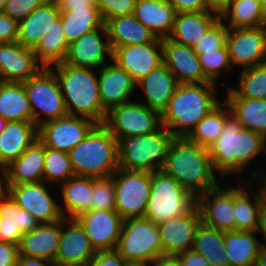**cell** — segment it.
I'll use <instances>...</instances> for the list:
<instances>
[{"label": "cell", "instance_id": "50", "mask_svg": "<svg viewBox=\"0 0 266 266\" xmlns=\"http://www.w3.org/2000/svg\"><path fill=\"white\" fill-rule=\"evenodd\" d=\"M127 261L116 250L97 251L88 266H128Z\"/></svg>", "mask_w": 266, "mask_h": 266}, {"label": "cell", "instance_id": "33", "mask_svg": "<svg viewBox=\"0 0 266 266\" xmlns=\"http://www.w3.org/2000/svg\"><path fill=\"white\" fill-rule=\"evenodd\" d=\"M105 26L111 47H122L153 42L157 37L134 15L109 19Z\"/></svg>", "mask_w": 266, "mask_h": 266}, {"label": "cell", "instance_id": "7", "mask_svg": "<svg viewBox=\"0 0 266 266\" xmlns=\"http://www.w3.org/2000/svg\"><path fill=\"white\" fill-rule=\"evenodd\" d=\"M115 250L128 264L151 265L164 255L158 225L146 218L124 220Z\"/></svg>", "mask_w": 266, "mask_h": 266}, {"label": "cell", "instance_id": "67", "mask_svg": "<svg viewBox=\"0 0 266 266\" xmlns=\"http://www.w3.org/2000/svg\"><path fill=\"white\" fill-rule=\"evenodd\" d=\"M55 266H71V265H59V264H55Z\"/></svg>", "mask_w": 266, "mask_h": 266}, {"label": "cell", "instance_id": "10", "mask_svg": "<svg viewBox=\"0 0 266 266\" xmlns=\"http://www.w3.org/2000/svg\"><path fill=\"white\" fill-rule=\"evenodd\" d=\"M115 211L123 220L144 218L151 193V172L118 169L113 175Z\"/></svg>", "mask_w": 266, "mask_h": 266}, {"label": "cell", "instance_id": "8", "mask_svg": "<svg viewBox=\"0 0 266 266\" xmlns=\"http://www.w3.org/2000/svg\"><path fill=\"white\" fill-rule=\"evenodd\" d=\"M194 198L172 176L163 170L151 172V193L144 218L158 224L186 213Z\"/></svg>", "mask_w": 266, "mask_h": 266}, {"label": "cell", "instance_id": "37", "mask_svg": "<svg viewBox=\"0 0 266 266\" xmlns=\"http://www.w3.org/2000/svg\"><path fill=\"white\" fill-rule=\"evenodd\" d=\"M250 184L251 182L243 184V181H240V183L237 182L234 187V216L236 221V231H256L258 226L259 186L254 192L251 190L252 188H250ZM245 186H248L250 189Z\"/></svg>", "mask_w": 266, "mask_h": 266}, {"label": "cell", "instance_id": "44", "mask_svg": "<svg viewBox=\"0 0 266 266\" xmlns=\"http://www.w3.org/2000/svg\"><path fill=\"white\" fill-rule=\"evenodd\" d=\"M75 176L69 153L58 151L45 146V161L43 181L51 184L60 185Z\"/></svg>", "mask_w": 266, "mask_h": 266}, {"label": "cell", "instance_id": "63", "mask_svg": "<svg viewBox=\"0 0 266 266\" xmlns=\"http://www.w3.org/2000/svg\"><path fill=\"white\" fill-rule=\"evenodd\" d=\"M8 121L0 117V134L3 132L7 125Z\"/></svg>", "mask_w": 266, "mask_h": 266}, {"label": "cell", "instance_id": "48", "mask_svg": "<svg viewBox=\"0 0 266 266\" xmlns=\"http://www.w3.org/2000/svg\"><path fill=\"white\" fill-rule=\"evenodd\" d=\"M104 24L111 18L132 15L136 0H96Z\"/></svg>", "mask_w": 266, "mask_h": 266}, {"label": "cell", "instance_id": "62", "mask_svg": "<svg viewBox=\"0 0 266 266\" xmlns=\"http://www.w3.org/2000/svg\"><path fill=\"white\" fill-rule=\"evenodd\" d=\"M5 174L4 168L0 166V195L5 192Z\"/></svg>", "mask_w": 266, "mask_h": 266}, {"label": "cell", "instance_id": "41", "mask_svg": "<svg viewBox=\"0 0 266 266\" xmlns=\"http://www.w3.org/2000/svg\"><path fill=\"white\" fill-rule=\"evenodd\" d=\"M60 20L68 44L104 25L98 8L61 12Z\"/></svg>", "mask_w": 266, "mask_h": 266}, {"label": "cell", "instance_id": "14", "mask_svg": "<svg viewBox=\"0 0 266 266\" xmlns=\"http://www.w3.org/2000/svg\"><path fill=\"white\" fill-rule=\"evenodd\" d=\"M227 48L232 67L242 69L266 63V28L229 29Z\"/></svg>", "mask_w": 266, "mask_h": 266}, {"label": "cell", "instance_id": "56", "mask_svg": "<svg viewBox=\"0 0 266 266\" xmlns=\"http://www.w3.org/2000/svg\"><path fill=\"white\" fill-rule=\"evenodd\" d=\"M177 257L180 259L182 266H210L207 260L193 249L180 253Z\"/></svg>", "mask_w": 266, "mask_h": 266}, {"label": "cell", "instance_id": "29", "mask_svg": "<svg viewBox=\"0 0 266 266\" xmlns=\"http://www.w3.org/2000/svg\"><path fill=\"white\" fill-rule=\"evenodd\" d=\"M133 15L162 39L172 33L176 11L169 0H136Z\"/></svg>", "mask_w": 266, "mask_h": 266}, {"label": "cell", "instance_id": "4", "mask_svg": "<svg viewBox=\"0 0 266 266\" xmlns=\"http://www.w3.org/2000/svg\"><path fill=\"white\" fill-rule=\"evenodd\" d=\"M56 74L68 115L104 124L107 112L99 96L98 70L59 62L50 67Z\"/></svg>", "mask_w": 266, "mask_h": 266}, {"label": "cell", "instance_id": "60", "mask_svg": "<svg viewBox=\"0 0 266 266\" xmlns=\"http://www.w3.org/2000/svg\"><path fill=\"white\" fill-rule=\"evenodd\" d=\"M256 266H266V243H263L260 247Z\"/></svg>", "mask_w": 266, "mask_h": 266}, {"label": "cell", "instance_id": "6", "mask_svg": "<svg viewBox=\"0 0 266 266\" xmlns=\"http://www.w3.org/2000/svg\"><path fill=\"white\" fill-rule=\"evenodd\" d=\"M173 138V134L162 126L151 134L119 139V168L144 172L162 169Z\"/></svg>", "mask_w": 266, "mask_h": 266}, {"label": "cell", "instance_id": "19", "mask_svg": "<svg viewBox=\"0 0 266 266\" xmlns=\"http://www.w3.org/2000/svg\"><path fill=\"white\" fill-rule=\"evenodd\" d=\"M76 220L84 228L96 251L116 249L124 220L115 210H90Z\"/></svg>", "mask_w": 266, "mask_h": 266}, {"label": "cell", "instance_id": "30", "mask_svg": "<svg viewBox=\"0 0 266 266\" xmlns=\"http://www.w3.org/2000/svg\"><path fill=\"white\" fill-rule=\"evenodd\" d=\"M38 127L33 122L10 121L0 134V166L7 167L36 140Z\"/></svg>", "mask_w": 266, "mask_h": 266}, {"label": "cell", "instance_id": "58", "mask_svg": "<svg viewBox=\"0 0 266 266\" xmlns=\"http://www.w3.org/2000/svg\"><path fill=\"white\" fill-rule=\"evenodd\" d=\"M150 266H182L180 259L177 256H160Z\"/></svg>", "mask_w": 266, "mask_h": 266}, {"label": "cell", "instance_id": "21", "mask_svg": "<svg viewBox=\"0 0 266 266\" xmlns=\"http://www.w3.org/2000/svg\"><path fill=\"white\" fill-rule=\"evenodd\" d=\"M96 252L81 224L76 219L63 218L55 264L88 266Z\"/></svg>", "mask_w": 266, "mask_h": 266}, {"label": "cell", "instance_id": "64", "mask_svg": "<svg viewBox=\"0 0 266 266\" xmlns=\"http://www.w3.org/2000/svg\"><path fill=\"white\" fill-rule=\"evenodd\" d=\"M260 1H261L262 10L264 13V18L266 20V0H260Z\"/></svg>", "mask_w": 266, "mask_h": 266}, {"label": "cell", "instance_id": "43", "mask_svg": "<svg viewBox=\"0 0 266 266\" xmlns=\"http://www.w3.org/2000/svg\"><path fill=\"white\" fill-rule=\"evenodd\" d=\"M238 87H228L225 98L266 99V63L241 69Z\"/></svg>", "mask_w": 266, "mask_h": 266}, {"label": "cell", "instance_id": "16", "mask_svg": "<svg viewBox=\"0 0 266 266\" xmlns=\"http://www.w3.org/2000/svg\"><path fill=\"white\" fill-rule=\"evenodd\" d=\"M113 50L105 24L98 29L82 35L69 44L64 63L75 67L99 70L109 56L112 61Z\"/></svg>", "mask_w": 266, "mask_h": 266}, {"label": "cell", "instance_id": "47", "mask_svg": "<svg viewBox=\"0 0 266 266\" xmlns=\"http://www.w3.org/2000/svg\"><path fill=\"white\" fill-rule=\"evenodd\" d=\"M229 28L219 19L195 44L193 49L198 54L213 51L225 47L227 44Z\"/></svg>", "mask_w": 266, "mask_h": 266}, {"label": "cell", "instance_id": "22", "mask_svg": "<svg viewBox=\"0 0 266 266\" xmlns=\"http://www.w3.org/2000/svg\"><path fill=\"white\" fill-rule=\"evenodd\" d=\"M43 67L33 49L17 41L0 43V81L23 83Z\"/></svg>", "mask_w": 266, "mask_h": 266}, {"label": "cell", "instance_id": "31", "mask_svg": "<svg viewBox=\"0 0 266 266\" xmlns=\"http://www.w3.org/2000/svg\"><path fill=\"white\" fill-rule=\"evenodd\" d=\"M219 19L220 15L213 11L176 13L174 28L169 38L194 47Z\"/></svg>", "mask_w": 266, "mask_h": 266}, {"label": "cell", "instance_id": "15", "mask_svg": "<svg viewBox=\"0 0 266 266\" xmlns=\"http://www.w3.org/2000/svg\"><path fill=\"white\" fill-rule=\"evenodd\" d=\"M201 222V214L195 203L186 213L158 223L164 255L177 256L191 250Z\"/></svg>", "mask_w": 266, "mask_h": 266}, {"label": "cell", "instance_id": "27", "mask_svg": "<svg viewBox=\"0 0 266 266\" xmlns=\"http://www.w3.org/2000/svg\"><path fill=\"white\" fill-rule=\"evenodd\" d=\"M62 230V220L40 224L31 232L24 233L19 244V255L47 259L55 263Z\"/></svg>", "mask_w": 266, "mask_h": 266}, {"label": "cell", "instance_id": "18", "mask_svg": "<svg viewBox=\"0 0 266 266\" xmlns=\"http://www.w3.org/2000/svg\"><path fill=\"white\" fill-rule=\"evenodd\" d=\"M233 186V187H232ZM219 184L196 199L202 222L221 231H236L234 186ZM226 188V189H225Z\"/></svg>", "mask_w": 266, "mask_h": 266}, {"label": "cell", "instance_id": "11", "mask_svg": "<svg viewBox=\"0 0 266 266\" xmlns=\"http://www.w3.org/2000/svg\"><path fill=\"white\" fill-rule=\"evenodd\" d=\"M104 125L117 139L151 134L162 127L161 114L141 102L130 101L112 108Z\"/></svg>", "mask_w": 266, "mask_h": 266}, {"label": "cell", "instance_id": "17", "mask_svg": "<svg viewBox=\"0 0 266 266\" xmlns=\"http://www.w3.org/2000/svg\"><path fill=\"white\" fill-rule=\"evenodd\" d=\"M112 50V61L125 69L136 83L163 63L162 39L158 37L150 43L112 47Z\"/></svg>", "mask_w": 266, "mask_h": 266}, {"label": "cell", "instance_id": "39", "mask_svg": "<svg viewBox=\"0 0 266 266\" xmlns=\"http://www.w3.org/2000/svg\"><path fill=\"white\" fill-rule=\"evenodd\" d=\"M220 19L229 29L266 25L260 0H231Z\"/></svg>", "mask_w": 266, "mask_h": 266}, {"label": "cell", "instance_id": "12", "mask_svg": "<svg viewBox=\"0 0 266 266\" xmlns=\"http://www.w3.org/2000/svg\"><path fill=\"white\" fill-rule=\"evenodd\" d=\"M44 181L5 186V191L16 204L28 211L39 224L55 223L63 219L60 204Z\"/></svg>", "mask_w": 266, "mask_h": 266}, {"label": "cell", "instance_id": "59", "mask_svg": "<svg viewBox=\"0 0 266 266\" xmlns=\"http://www.w3.org/2000/svg\"><path fill=\"white\" fill-rule=\"evenodd\" d=\"M230 1L231 0H205V3L210 11L220 15L228 7Z\"/></svg>", "mask_w": 266, "mask_h": 266}, {"label": "cell", "instance_id": "52", "mask_svg": "<svg viewBox=\"0 0 266 266\" xmlns=\"http://www.w3.org/2000/svg\"><path fill=\"white\" fill-rule=\"evenodd\" d=\"M176 13L210 11L205 0H169Z\"/></svg>", "mask_w": 266, "mask_h": 266}, {"label": "cell", "instance_id": "5", "mask_svg": "<svg viewBox=\"0 0 266 266\" xmlns=\"http://www.w3.org/2000/svg\"><path fill=\"white\" fill-rule=\"evenodd\" d=\"M69 157L77 176L110 177L119 169L118 140L104 124H96Z\"/></svg>", "mask_w": 266, "mask_h": 266}, {"label": "cell", "instance_id": "20", "mask_svg": "<svg viewBox=\"0 0 266 266\" xmlns=\"http://www.w3.org/2000/svg\"><path fill=\"white\" fill-rule=\"evenodd\" d=\"M163 63L180 84H200L211 82L203 73L198 53L169 37L162 38Z\"/></svg>", "mask_w": 266, "mask_h": 266}, {"label": "cell", "instance_id": "24", "mask_svg": "<svg viewBox=\"0 0 266 266\" xmlns=\"http://www.w3.org/2000/svg\"><path fill=\"white\" fill-rule=\"evenodd\" d=\"M39 222L26 210L19 207L5 191L0 195V242L20 244L24 233L31 232Z\"/></svg>", "mask_w": 266, "mask_h": 266}, {"label": "cell", "instance_id": "13", "mask_svg": "<svg viewBox=\"0 0 266 266\" xmlns=\"http://www.w3.org/2000/svg\"><path fill=\"white\" fill-rule=\"evenodd\" d=\"M96 123L84 117L66 115L38 127L37 138L52 149L69 153L84 140Z\"/></svg>", "mask_w": 266, "mask_h": 266}, {"label": "cell", "instance_id": "32", "mask_svg": "<svg viewBox=\"0 0 266 266\" xmlns=\"http://www.w3.org/2000/svg\"><path fill=\"white\" fill-rule=\"evenodd\" d=\"M61 186L60 210L63 218L76 219L84 212L91 210L93 193V178L85 176H73Z\"/></svg>", "mask_w": 266, "mask_h": 266}, {"label": "cell", "instance_id": "51", "mask_svg": "<svg viewBox=\"0 0 266 266\" xmlns=\"http://www.w3.org/2000/svg\"><path fill=\"white\" fill-rule=\"evenodd\" d=\"M18 40V22L11 17L0 14V43Z\"/></svg>", "mask_w": 266, "mask_h": 266}, {"label": "cell", "instance_id": "1", "mask_svg": "<svg viewBox=\"0 0 266 266\" xmlns=\"http://www.w3.org/2000/svg\"><path fill=\"white\" fill-rule=\"evenodd\" d=\"M194 198L219 185L209 150L187 137H174L162 169Z\"/></svg>", "mask_w": 266, "mask_h": 266}, {"label": "cell", "instance_id": "55", "mask_svg": "<svg viewBox=\"0 0 266 266\" xmlns=\"http://www.w3.org/2000/svg\"><path fill=\"white\" fill-rule=\"evenodd\" d=\"M259 216H258V226L256 229L257 233H261L263 237V243H266V194L259 187Z\"/></svg>", "mask_w": 266, "mask_h": 266}, {"label": "cell", "instance_id": "23", "mask_svg": "<svg viewBox=\"0 0 266 266\" xmlns=\"http://www.w3.org/2000/svg\"><path fill=\"white\" fill-rule=\"evenodd\" d=\"M99 96L103 109L108 113L112 108L128 103L137 83L132 76L115 62L109 61L98 70Z\"/></svg>", "mask_w": 266, "mask_h": 266}, {"label": "cell", "instance_id": "54", "mask_svg": "<svg viewBox=\"0 0 266 266\" xmlns=\"http://www.w3.org/2000/svg\"><path fill=\"white\" fill-rule=\"evenodd\" d=\"M60 12L98 8L96 0H55Z\"/></svg>", "mask_w": 266, "mask_h": 266}, {"label": "cell", "instance_id": "42", "mask_svg": "<svg viewBox=\"0 0 266 266\" xmlns=\"http://www.w3.org/2000/svg\"><path fill=\"white\" fill-rule=\"evenodd\" d=\"M69 44L64 36L61 20L46 32L39 43L33 49L37 60L44 67L63 62L68 52Z\"/></svg>", "mask_w": 266, "mask_h": 266}, {"label": "cell", "instance_id": "28", "mask_svg": "<svg viewBox=\"0 0 266 266\" xmlns=\"http://www.w3.org/2000/svg\"><path fill=\"white\" fill-rule=\"evenodd\" d=\"M61 12L55 0H47L18 22L17 42L34 49L42 37L60 20Z\"/></svg>", "mask_w": 266, "mask_h": 266}, {"label": "cell", "instance_id": "34", "mask_svg": "<svg viewBox=\"0 0 266 266\" xmlns=\"http://www.w3.org/2000/svg\"><path fill=\"white\" fill-rule=\"evenodd\" d=\"M256 233V231H225L224 245L229 266H256L259 250L263 244Z\"/></svg>", "mask_w": 266, "mask_h": 266}, {"label": "cell", "instance_id": "61", "mask_svg": "<svg viewBox=\"0 0 266 266\" xmlns=\"http://www.w3.org/2000/svg\"><path fill=\"white\" fill-rule=\"evenodd\" d=\"M266 154V137L264 138V149H263V154ZM258 168V169H257ZM256 168V171H254V170H252L251 171V175L253 176L252 177V179H255L254 181L255 182H257V179L261 176V175H263L264 173H265V168L263 167V168H261V167H257Z\"/></svg>", "mask_w": 266, "mask_h": 266}, {"label": "cell", "instance_id": "26", "mask_svg": "<svg viewBox=\"0 0 266 266\" xmlns=\"http://www.w3.org/2000/svg\"><path fill=\"white\" fill-rule=\"evenodd\" d=\"M179 84L175 75L162 63L141 79L137 87L142 88L146 98L142 104L162 115Z\"/></svg>", "mask_w": 266, "mask_h": 266}, {"label": "cell", "instance_id": "9", "mask_svg": "<svg viewBox=\"0 0 266 266\" xmlns=\"http://www.w3.org/2000/svg\"><path fill=\"white\" fill-rule=\"evenodd\" d=\"M23 84L32 111L33 123L37 127L68 114L58 78L50 67H43Z\"/></svg>", "mask_w": 266, "mask_h": 266}, {"label": "cell", "instance_id": "2", "mask_svg": "<svg viewBox=\"0 0 266 266\" xmlns=\"http://www.w3.org/2000/svg\"><path fill=\"white\" fill-rule=\"evenodd\" d=\"M264 136L241 127L231 114L225 121L218 140L209 147V155L215 173L220 177L239 176L254 159L263 153Z\"/></svg>", "mask_w": 266, "mask_h": 266}, {"label": "cell", "instance_id": "40", "mask_svg": "<svg viewBox=\"0 0 266 266\" xmlns=\"http://www.w3.org/2000/svg\"><path fill=\"white\" fill-rule=\"evenodd\" d=\"M222 101L195 126L187 136L189 140L207 149L218 140L226 119L231 115L228 104L224 99Z\"/></svg>", "mask_w": 266, "mask_h": 266}, {"label": "cell", "instance_id": "66", "mask_svg": "<svg viewBox=\"0 0 266 266\" xmlns=\"http://www.w3.org/2000/svg\"><path fill=\"white\" fill-rule=\"evenodd\" d=\"M128 266H150L146 264H129Z\"/></svg>", "mask_w": 266, "mask_h": 266}, {"label": "cell", "instance_id": "49", "mask_svg": "<svg viewBox=\"0 0 266 266\" xmlns=\"http://www.w3.org/2000/svg\"><path fill=\"white\" fill-rule=\"evenodd\" d=\"M45 1L47 0H6L3 14L20 22Z\"/></svg>", "mask_w": 266, "mask_h": 266}, {"label": "cell", "instance_id": "25", "mask_svg": "<svg viewBox=\"0 0 266 266\" xmlns=\"http://www.w3.org/2000/svg\"><path fill=\"white\" fill-rule=\"evenodd\" d=\"M45 146L36 139L26 151L4 168L5 186L43 181Z\"/></svg>", "mask_w": 266, "mask_h": 266}, {"label": "cell", "instance_id": "38", "mask_svg": "<svg viewBox=\"0 0 266 266\" xmlns=\"http://www.w3.org/2000/svg\"><path fill=\"white\" fill-rule=\"evenodd\" d=\"M224 239L225 231L201 222L197 228L192 249L202 255L210 266H229Z\"/></svg>", "mask_w": 266, "mask_h": 266}, {"label": "cell", "instance_id": "3", "mask_svg": "<svg viewBox=\"0 0 266 266\" xmlns=\"http://www.w3.org/2000/svg\"><path fill=\"white\" fill-rule=\"evenodd\" d=\"M218 84H179L162 113V126L174 137H187L195 126L221 101L216 95Z\"/></svg>", "mask_w": 266, "mask_h": 266}, {"label": "cell", "instance_id": "53", "mask_svg": "<svg viewBox=\"0 0 266 266\" xmlns=\"http://www.w3.org/2000/svg\"><path fill=\"white\" fill-rule=\"evenodd\" d=\"M19 257V246L0 242V266H15Z\"/></svg>", "mask_w": 266, "mask_h": 266}, {"label": "cell", "instance_id": "45", "mask_svg": "<svg viewBox=\"0 0 266 266\" xmlns=\"http://www.w3.org/2000/svg\"><path fill=\"white\" fill-rule=\"evenodd\" d=\"M204 75L213 83L219 82L222 71L231 72L233 67L229 58L227 45L210 52L198 54Z\"/></svg>", "mask_w": 266, "mask_h": 266}, {"label": "cell", "instance_id": "35", "mask_svg": "<svg viewBox=\"0 0 266 266\" xmlns=\"http://www.w3.org/2000/svg\"><path fill=\"white\" fill-rule=\"evenodd\" d=\"M0 117L10 121L33 122L23 83L0 81Z\"/></svg>", "mask_w": 266, "mask_h": 266}, {"label": "cell", "instance_id": "46", "mask_svg": "<svg viewBox=\"0 0 266 266\" xmlns=\"http://www.w3.org/2000/svg\"><path fill=\"white\" fill-rule=\"evenodd\" d=\"M115 185L113 176L93 178L91 210H115Z\"/></svg>", "mask_w": 266, "mask_h": 266}, {"label": "cell", "instance_id": "65", "mask_svg": "<svg viewBox=\"0 0 266 266\" xmlns=\"http://www.w3.org/2000/svg\"><path fill=\"white\" fill-rule=\"evenodd\" d=\"M6 0H0V14L3 13Z\"/></svg>", "mask_w": 266, "mask_h": 266}, {"label": "cell", "instance_id": "57", "mask_svg": "<svg viewBox=\"0 0 266 266\" xmlns=\"http://www.w3.org/2000/svg\"><path fill=\"white\" fill-rule=\"evenodd\" d=\"M15 266H55V263L47 259L30 258L19 255Z\"/></svg>", "mask_w": 266, "mask_h": 266}, {"label": "cell", "instance_id": "36", "mask_svg": "<svg viewBox=\"0 0 266 266\" xmlns=\"http://www.w3.org/2000/svg\"><path fill=\"white\" fill-rule=\"evenodd\" d=\"M241 127L266 137V99L224 98Z\"/></svg>", "mask_w": 266, "mask_h": 266}]
</instances>
